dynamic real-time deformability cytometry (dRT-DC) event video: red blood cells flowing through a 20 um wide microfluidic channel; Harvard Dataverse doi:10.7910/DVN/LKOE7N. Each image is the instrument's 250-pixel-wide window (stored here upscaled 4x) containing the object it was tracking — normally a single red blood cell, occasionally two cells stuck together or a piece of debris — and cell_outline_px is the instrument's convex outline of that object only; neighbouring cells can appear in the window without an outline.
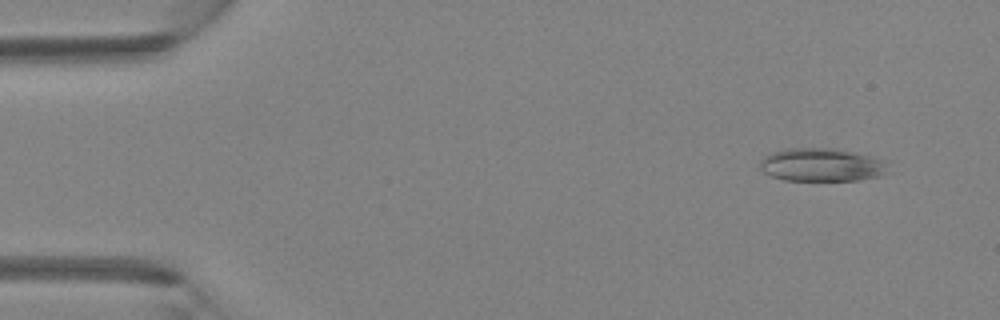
{"species": "Egyptian fruit bat (a non-hibernating species)", "species_latin": "Rousettus aegyptiacus", "temperature_condition": "room temperature", "stored_images_in_passage": 4, "camera_frame_rate_fps": 3000, "um_per_image_px": 0.085, "animal": {"sex": "female"}, "frame": {"image": 1, "passage_image": 1, "time_ms": 0.0, "image_size_px": [1000, 320], "cell_outline_px": [[892, 172], [880, 176], [860, 180], [784, 180], [772, 176], [764, 172], [760, 168], [760, 160], [764, 156], [772, 152], [784, 148], [836, 148], [888, 160]], "centroid_in_image_um": [69.93, 14.01], "position_along_channel_um": 15.1, "area_um2": 25.32}}
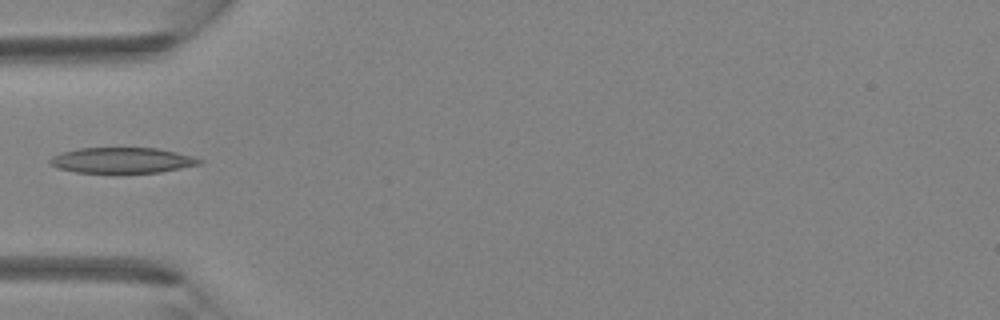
{"frame": {"image": 2, "passage_image": 4, "time_ms": 1.0, "image_size_px": [1000, 320], "cell_outline_px": [[204, 160], [200, 164], [160, 172], [112, 176], [76, 172], [56, 168], [48, 160], [52, 156], [60, 152], [80, 148], [156, 148], [176, 152], [192, 156]], "centroid_in_image_um": [10.33, 13.67], "position_along_channel_um": 74.7, "area_um2": 23.29}}